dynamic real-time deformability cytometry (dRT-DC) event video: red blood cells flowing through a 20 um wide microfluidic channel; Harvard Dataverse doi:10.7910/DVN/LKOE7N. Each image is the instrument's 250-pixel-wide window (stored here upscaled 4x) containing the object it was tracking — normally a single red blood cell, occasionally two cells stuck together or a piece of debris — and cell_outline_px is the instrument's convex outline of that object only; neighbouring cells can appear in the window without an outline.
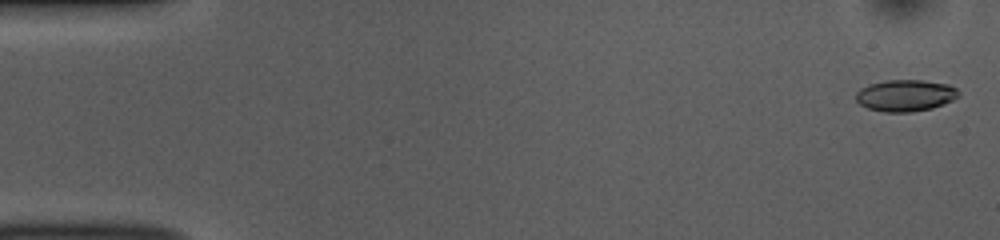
{"species": "common noctule bat (a hibernating species)", "species_latin": "Nyctalus noctula", "temperature_condition": "room temperature", "stored_images_in_passage": 52, "camera_frame_rate_fps": 3000, "um_per_image_px": 0.085, "animal": {"sex": "female", "body_mass_g": 10.0, "forearm_length_mm": 53.1}, "frame": {"image": 1, "passage_image": 2, "time_ms": 0.333, "image_size_px": [1000, 240], "cell_outline_px": [[960, 96], [944, 104], [932, 108], [912, 112], [884, 112], [868, 108], [860, 104], [856, 100], [856, 92], [860, 88], [868, 84], [884, 80], [920, 80], [948, 84], [956, 88], [960, 92]], "centroid_in_image_um": [76.96, 8.11], "position_along_channel_um": 8.0, "area_um2": 19.07}}
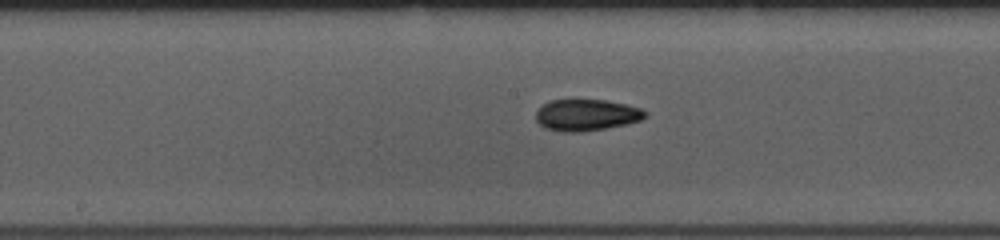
{"frame": {"image": 2, "passage_image": 27, "time_ms": 8.667, "image_size_px": [1000, 240], "cell_outline_px": [[648, 116], [640, 120], [628, 124], [580, 132], [560, 132], [544, 128], [536, 120], [536, 112], [548, 100], [604, 100], [628, 104], [644, 108], [648, 112]], "centroid_in_image_um": [49.89, 9.77], "position_along_channel_um": 198.3, "area_um2": 20.29}}
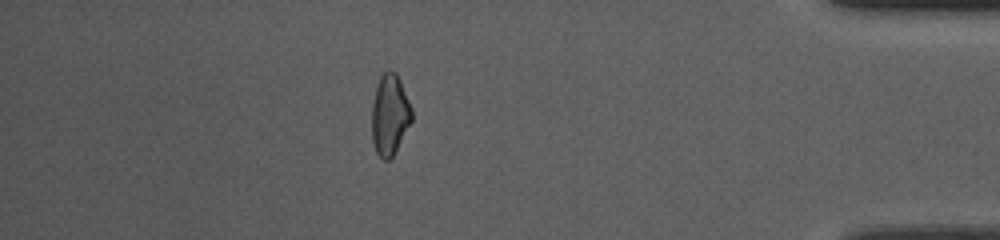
{"frame": {"image": 3, "passage_image": 46, "time_ms": 15.0, "image_size_px": [1000, 240], "cell_outline_px": [[412, 120], [392, 156], [388, 160], [384, 160], [376, 152], [372, 140], [372, 104], [376, 88], [380, 76], [388, 68], [396, 72], [400, 80], [412, 108]], "centroid_in_image_um": [33.12, 9.72], "position_along_channel_um": 402.1, "area_um2": 18.67}, "authors_computed_cell_mechanics": {"area_um2": 19.2185, "velocity_mm_per_s": 3.8724, "shape_relaxation_time_tau1_ms": 7.0493, "shape_relaxation_time_tau2_ms": 3.1865, "deformation_change_tau1": 0.1779, "deformation_change_tau2": 0.0901}}